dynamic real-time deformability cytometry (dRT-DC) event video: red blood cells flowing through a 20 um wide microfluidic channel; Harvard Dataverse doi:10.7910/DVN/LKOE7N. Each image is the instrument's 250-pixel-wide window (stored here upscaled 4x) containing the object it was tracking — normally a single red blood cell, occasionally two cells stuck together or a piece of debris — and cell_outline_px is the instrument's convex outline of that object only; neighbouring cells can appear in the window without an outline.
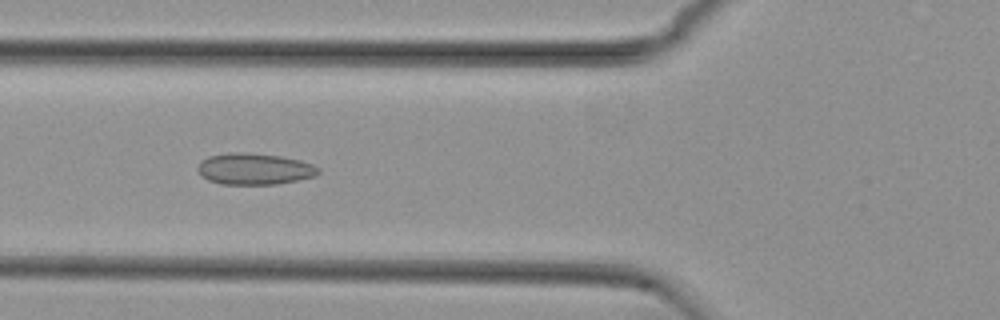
{"species": "common noctule bat (a hibernating species)", "species_latin": "Nyctalus noctula", "temperature_condition": "cold", "stored_images_in_passage": 47, "camera_frame_rate_fps": 3000, "um_per_image_px": 0.085, "animal": {"sex": "female", "body_mass_g": 29.2, "forearm_length_mm": 56.3}, "frame": {"image": 1, "passage_image": 13, "time_ms": 4.0, "image_size_px": [1000, 320], "cell_outline_px": [[320, 172], [316, 176], [276, 184], [220, 184], [208, 180], [200, 176], [196, 168], [200, 160], [208, 156], [232, 152], [244, 152], [280, 156], [300, 160], [312, 164], [320, 168]], "centroid_in_image_um": [21.59, 14.35], "position_along_channel_um": 104.2, "area_um2": 22.25}}
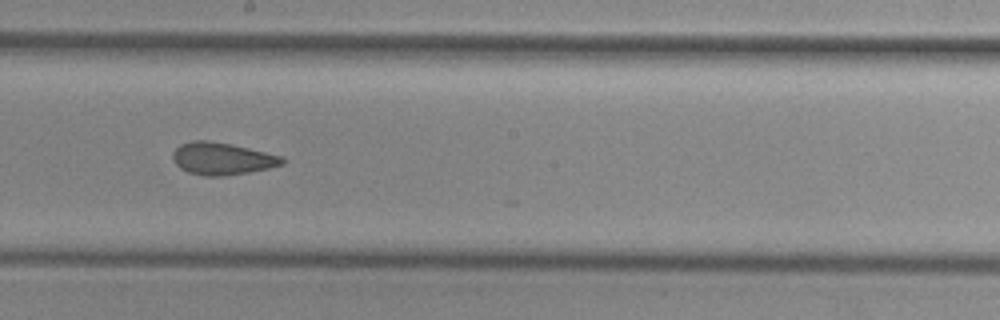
{"frame": {"image": 2, "passage_image": 23, "time_ms": 7.333, "image_size_px": [1000, 320], "cell_outline_px": [[284, 164], [268, 168], [248, 172], [224, 176], [204, 176], [188, 172], [180, 168], [176, 164], [172, 156], [172, 152], [180, 144], [192, 140], [208, 140], [232, 144], [284, 156]], "centroid_in_image_um": [18.87, 13.47], "position_along_channel_um": 229.3, "area_um2": 20.69}}
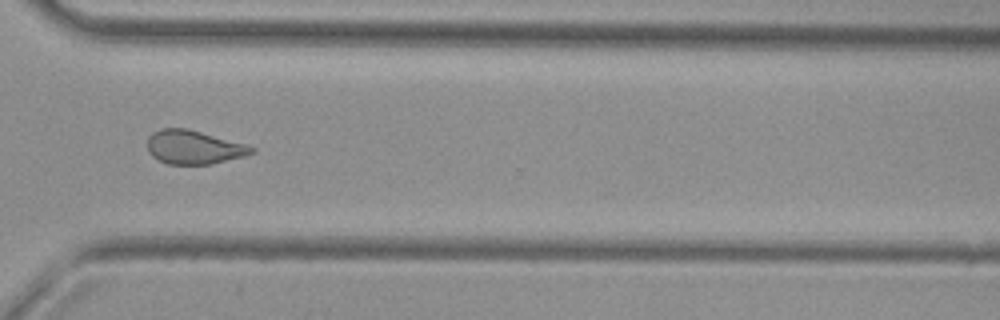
{"frame": {"image": 3, "passage_image": 33, "time_ms": 10.667, "image_size_px": [1000, 320], "cell_outline_px": [[256, 152], [244, 156], [212, 164], [168, 164], [152, 156], [148, 152], [148, 136], [152, 132], [160, 128], [188, 128], [244, 144], [256, 148]], "centroid_in_image_um": [16.46, 12.51], "position_along_channel_um": 354.1, "area_um2": 20.46}, "authors_computed_cell_mechanics": {"area_um2": 21.0392, "velocity_mm_per_s": 3.7493, "shape_relaxation_time_tau1_ms": null, "shape_relaxation_time_tau2_ms": 2.0775, "deformation_change_tau1": null, "deformation_change_tau2": 0.0853}}